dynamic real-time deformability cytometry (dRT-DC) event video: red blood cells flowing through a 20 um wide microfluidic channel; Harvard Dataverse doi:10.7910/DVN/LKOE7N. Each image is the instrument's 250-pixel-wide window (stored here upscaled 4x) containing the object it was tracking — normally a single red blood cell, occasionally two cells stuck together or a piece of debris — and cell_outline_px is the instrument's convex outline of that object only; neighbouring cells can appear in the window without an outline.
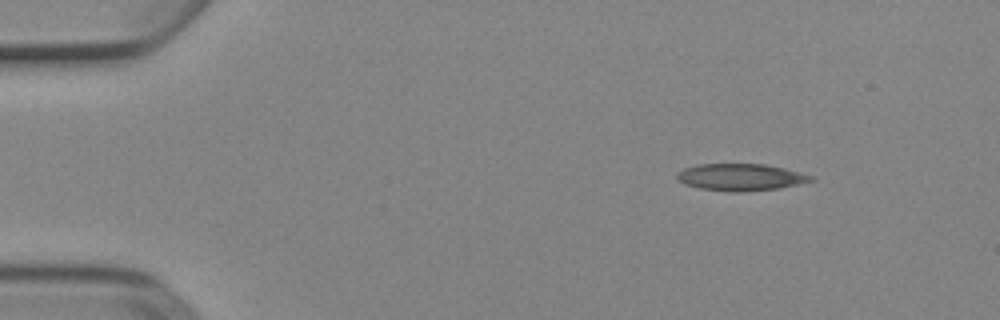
{"species": "Egyptian fruit bat (a non-hibernating species)", "species_latin": "Rousettus aegyptiacus", "temperature_condition": "cold", "stored_images_in_passage": 6, "camera_frame_rate_fps": 3000, "um_per_image_px": 0.085, "animal": {"sex": "female"}, "frame": {"image": 1, "passage_image": 1, "time_ms": 0.0, "image_size_px": [1000, 320], "cell_outline_px": [[816, 180], [780, 188], [744, 192], [732, 192], [700, 188], [684, 184], [676, 176], [676, 172], [684, 168], [696, 164], [764, 164], [784, 168], [816, 176]], "centroid_in_image_um": [62.98, 15.06], "position_along_channel_um": 22.0, "area_um2": 21.21}}
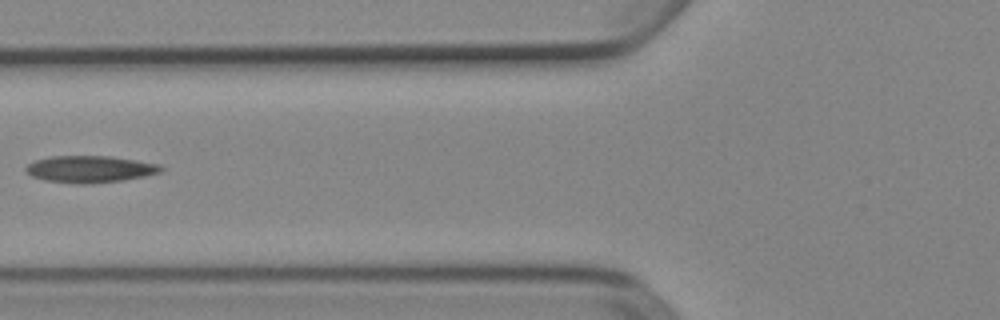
{"frame": {"image": 2, "passage_image": 5, "time_ms": 1.333, "image_size_px": [1000, 320], "cell_outline_px": [[164, 168], [160, 172], [144, 176], [124, 180], [92, 184], [76, 184], [44, 180], [32, 176], [24, 168], [28, 164], [36, 160], [52, 156], [108, 156], [136, 160], [160, 164]], "centroid_in_image_um": [7.66, 14.38], "position_along_channel_um": 118.1, "area_um2": 21.15}}
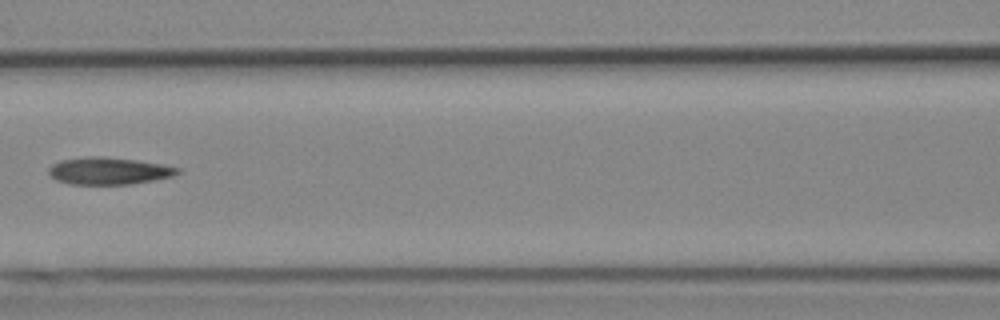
{"frame": {"image": 3, "passage_image": 6, "time_ms": 1.667, "image_size_px": [1000, 320], "cell_outline_px": [[180, 172], [172, 176], [152, 180], [128, 184], [72, 184], [56, 180], [48, 172], [48, 168], [52, 164], [60, 160], [84, 156], [100, 156], [136, 160], [160, 164], [180, 168]], "centroid_in_image_um": [9.2, 14.51], "position_along_channel_um": 157.4, "area_um2": 20.23}}